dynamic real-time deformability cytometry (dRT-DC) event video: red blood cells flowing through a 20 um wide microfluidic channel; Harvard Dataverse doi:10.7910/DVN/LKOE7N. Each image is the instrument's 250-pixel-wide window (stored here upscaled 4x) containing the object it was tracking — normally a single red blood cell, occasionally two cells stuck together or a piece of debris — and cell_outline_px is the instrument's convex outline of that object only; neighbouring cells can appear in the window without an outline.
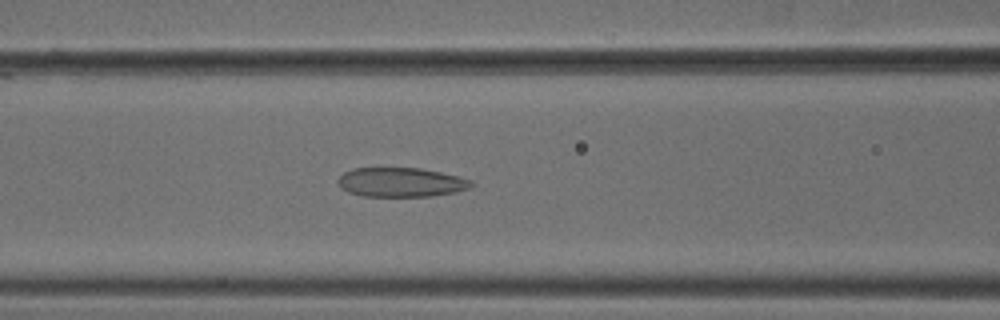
{"species": "common noctule bat (a hibernating species)", "species_latin": "Nyctalus noctula", "temperature_condition": "cold", "stored_images_in_passage": 35, "camera_frame_rate_fps": 3000, "um_per_image_px": 0.085, "animal": {"sex": "male", "body_mass_g": 18.8}, "frame": {"image": 1, "passage_image": 10, "time_ms": 3.0, "image_size_px": [1000, 320], "cell_outline_px": [[472, 184], [468, 188], [456, 192], [432, 196], [364, 196], [348, 192], [340, 188], [336, 180], [344, 172], [352, 168], [420, 168], [440, 172], [472, 180]], "centroid_in_image_um": [34.03, 15.49], "position_along_channel_um": 132.6, "area_um2": 22.72}}
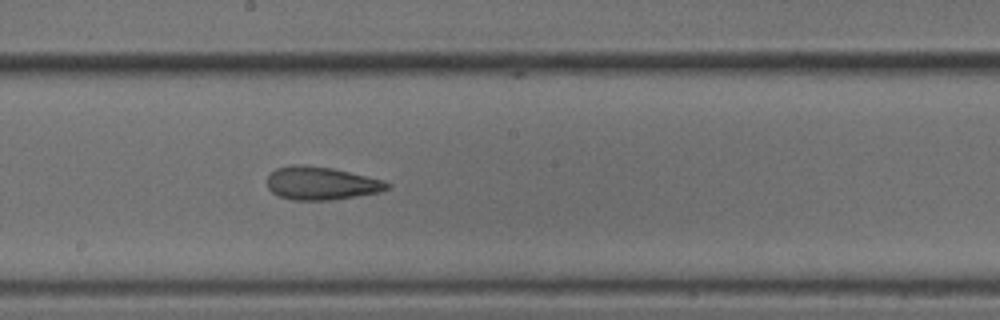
{"frame": {"image": 2, "passage_image": 17, "time_ms": 5.333, "image_size_px": [1000, 320], "cell_outline_px": [[392, 184], [388, 188], [380, 192], [332, 200], [292, 200], [280, 196], [272, 192], [268, 188], [268, 176], [276, 168], [292, 164], [300, 164], [332, 168], [384, 180]], "centroid_in_image_um": [27.31, 15.58], "position_along_channel_um": 220.9, "area_um2": 23.12}}
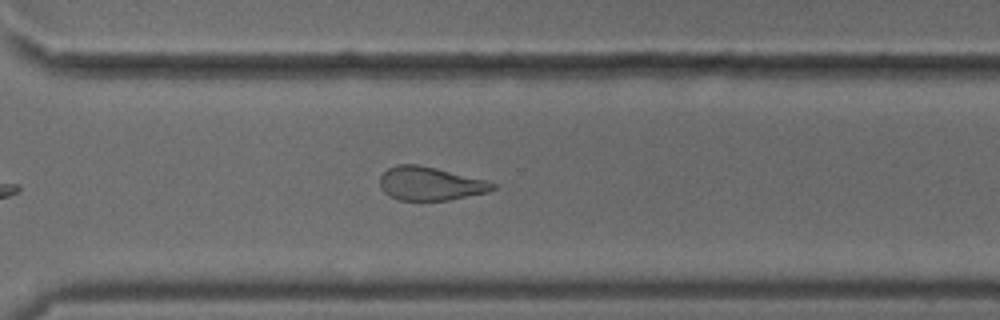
{"frame": {"image": 3, "passage_image": 26, "time_ms": 8.333, "image_size_px": [1000, 320], "cell_outline_px": [[496, 188], [488, 192], [448, 200], [400, 200], [384, 192], [380, 188], [380, 176], [388, 168], [396, 164], [420, 164], [484, 180], [496, 184]], "centroid_in_image_um": [36.54, 15.6], "position_along_channel_um": 334.1, "area_um2": 21.85}, "authors_computed_cell_mechanics": {"area_um2": 23.12, "velocity_mm_per_s": 3.7823, "shape_relaxation_time_tau1_ms": null, "shape_relaxation_time_tau2_ms": 3.8586, "deformation_change_tau1": null, "deformation_change_tau2": 0.121}}